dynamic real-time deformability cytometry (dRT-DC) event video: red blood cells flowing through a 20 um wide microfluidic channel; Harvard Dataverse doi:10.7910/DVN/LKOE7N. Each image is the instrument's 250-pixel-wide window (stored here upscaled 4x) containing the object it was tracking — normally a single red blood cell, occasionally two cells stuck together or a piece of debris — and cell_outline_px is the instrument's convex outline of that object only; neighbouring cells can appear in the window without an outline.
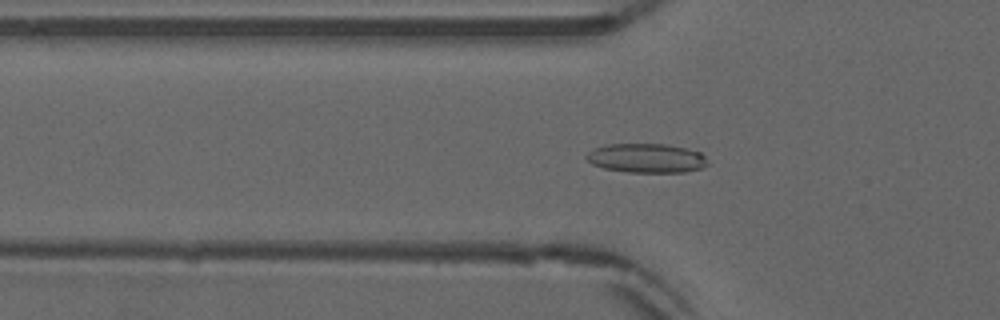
{"species": "common noctule bat (a hibernating species)", "species_latin": "Nyctalus noctula", "temperature_condition": "warm", "stored_images_in_passage": 54, "camera_frame_rate_fps": 3000, "um_per_image_px": 0.085, "animal": {"sex": "male", "forearm_length_mm": 52.5}, "frame": {"image": 1, "passage_image": 19, "time_ms": 6.0, "image_size_px": [1000, 320], "cell_outline_px": [[708, 164], [700, 168], [684, 172], [628, 172], [604, 168], [592, 164], [584, 156], [588, 152], [604, 144], [668, 144], [700, 152], [704, 156]], "centroid_in_image_um": [54.93, 13.44], "position_along_channel_um": 70.9, "area_um2": 20.52}}
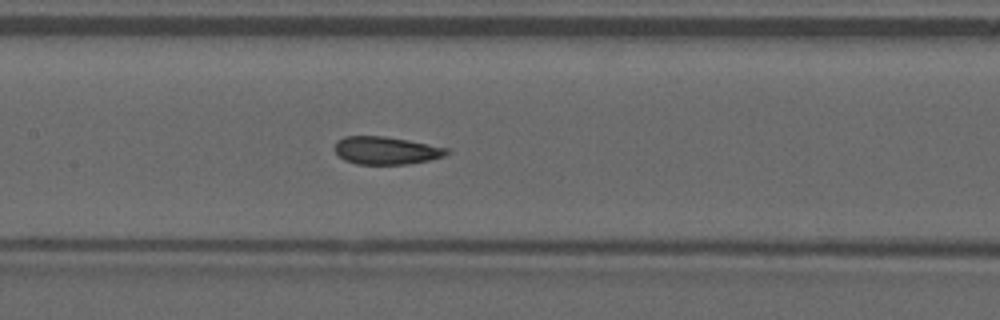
{"frame": {"image": 2, "passage_image": 27, "time_ms": 8.667, "image_size_px": [1000, 320], "cell_outline_px": [[452, 152], [444, 156], [428, 160], [408, 164], [356, 164], [344, 160], [332, 148], [336, 140], [344, 136], [384, 136], [408, 140], [452, 148]], "centroid_in_image_um": [32.83, 12.78], "position_along_channel_um": 174.6, "area_um2": 18.44}}
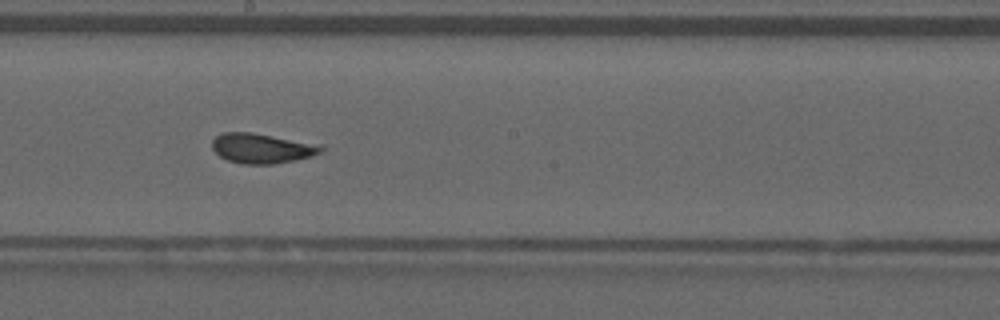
{"frame": {"image": 3, "passage_image": 31, "time_ms": 10.0, "image_size_px": [1000, 320], "cell_outline_px": [[324, 148], [320, 152], [312, 156], [272, 164], [244, 164], [228, 160], [220, 156], [212, 148], [212, 140], [216, 136], [224, 132], [252, 132], [324, 144]], "centroid_in_image_um": [22.29, 12.59], "position_along_channel_um": 225.9, "area_um2": 19.07}, "authors_computed_cell_mechanics": {"area_um2": 19.3341, "velocity_mm_per_s": 3.8741, "shape_relaxation_time_tau1_ms": null, "shape_relaxation_time_tau2_ms": 1.5785, "deformation_change_tau1": null, "deformation_change_tau2": 0.0937}}